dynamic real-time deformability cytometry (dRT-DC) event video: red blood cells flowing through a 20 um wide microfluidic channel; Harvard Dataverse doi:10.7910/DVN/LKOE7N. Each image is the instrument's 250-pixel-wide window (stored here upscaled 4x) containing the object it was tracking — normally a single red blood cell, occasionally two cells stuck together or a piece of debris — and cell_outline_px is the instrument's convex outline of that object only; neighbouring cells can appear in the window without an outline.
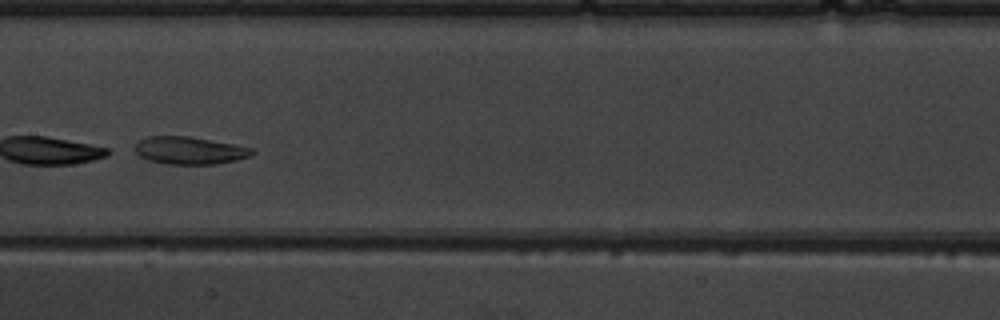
{"species": "common noctule bat (a hibernating species)", "species_latin": "Nyctalus noctula", "temperature_condition": "warm", "stored_images_in_passage": 7, "camera_frame_rate_fps": 3000, "um_per_image_px": 0.085, "animal": {"sex": "male", "body_mass_g": 19.5, "forearm_length_mm": 54.6}, "frame": {"image": 1, "passage_image": 6, "time_ms": 5.667, "image_size_px": [1000, 320], "cell_outline_px": [[256, 152], [248, 156], [236, 160], [216, 164], [164, 164], [148, 160], [140, 156], [128, 148], [140, 140], [148, 136], [188, 136], [232, 144], [252, 148]], "centroid_in_image_um": [16.01, 12.79], "position_along_channel_um": 191.4, "area_um2": 18.96}}